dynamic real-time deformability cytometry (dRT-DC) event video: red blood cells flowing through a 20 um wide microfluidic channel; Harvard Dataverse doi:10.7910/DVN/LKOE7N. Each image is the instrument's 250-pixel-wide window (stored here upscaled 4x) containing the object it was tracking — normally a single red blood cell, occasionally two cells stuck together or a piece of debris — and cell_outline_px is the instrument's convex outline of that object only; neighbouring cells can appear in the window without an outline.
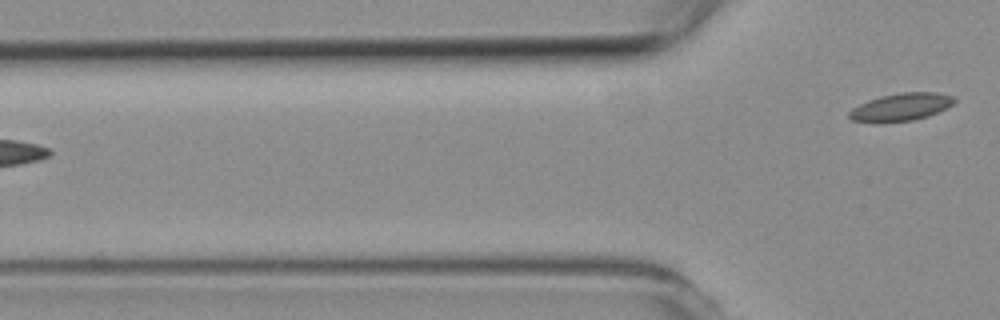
{"species": "common noctule bat (a hibernating species)", "species_latin": "Nyctalus noctula", "temperature_condition": "room temperature", "stored_images_in_passage": 4, "camera_frame_rate_fps": 3000, "um_per_image_px": 0.085, "animal": {"sex": "female", "body_mass_g": 19.3, "forearm_length_mm": 54.1}, "frame": {"image": 1, "passage_image": 4, "time_ms": 3.667, "image_size_px": [1000, 320], "cell_outline_px": [[956, 100], [952, 104], [928, 116], [912, 120], [852, 120], [848, 116], [848, 112], [852, 108], [868, 100], [880, 96], [900, 92], [936, 92], [952, 96]], "centroid_in_image_um": [76.61, 9.05], "position_along_channel_um": 49.2, "area_um2": 16.18}}